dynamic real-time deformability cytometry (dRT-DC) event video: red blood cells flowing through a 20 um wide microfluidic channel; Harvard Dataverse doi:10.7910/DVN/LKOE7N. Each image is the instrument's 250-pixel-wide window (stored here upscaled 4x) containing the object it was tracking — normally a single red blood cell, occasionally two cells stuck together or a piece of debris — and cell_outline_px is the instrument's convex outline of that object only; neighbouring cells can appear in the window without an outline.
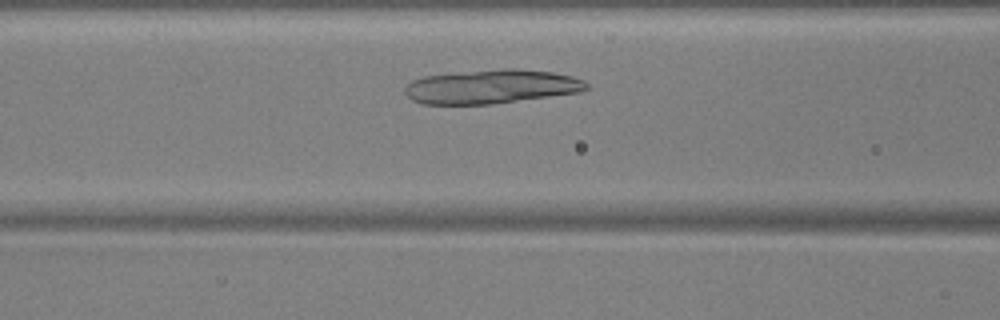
{"species": "common noctule bat (a hibernating species)", "species_latin": "Nyctalus noctula", "temperature_condition": "warm", "stored_images_in_passage": 34, "camera_frame_rate_fps": 3000, "um_per_image_px": 0.085, "animal": {"sex": "male", "body_mass_g": 17.9, "forearm_length_mm": 54.2}, "frame": {"image": 1, "passage_image": 10, "time_ms": 3.0, "image_size_px": [1000, 320], "cell_outline_px": [[588, 88], [584, 92], [492, 104], [424, 104], [412, 100], [404, 92], [404, 88], [412, 80], [424, 76], [504, 68], [512, 68], [552, 72], [572, 76], [584, 80], [588, 84]], "centroid_in_image_um": [41.81, 7.37], "position_along_channel_um": 124.8, "area_um2": 36.01}}
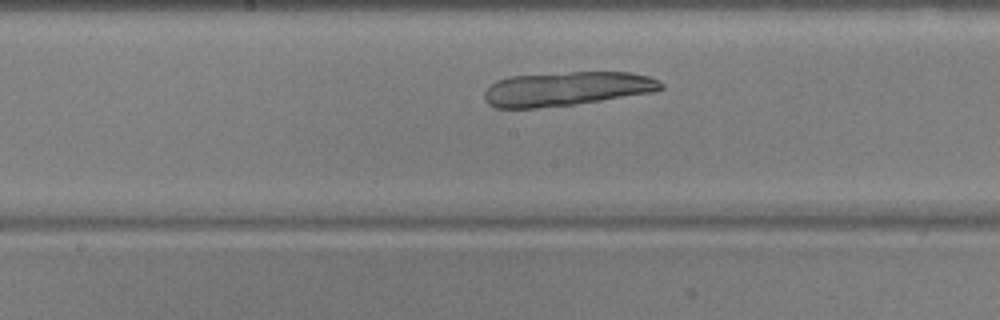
{"frame": {"image": 2, "passage_image": 16, "time_ms": 5.0, "image_size_px": [1000, 320], "cell_outline_px": [[664, 88], [656, 92], [576, 104], [536, 108], [496, 108], [488, 104], [484, 100], [484, 92], [496, 80], [512, 76], [572, 72], [632, 72], [648, 76], [664, 84]], "centroid_in_image_um": [48.18, 7.55], "position_along_channel_um": 200.0, "area_um2": 35.2}}
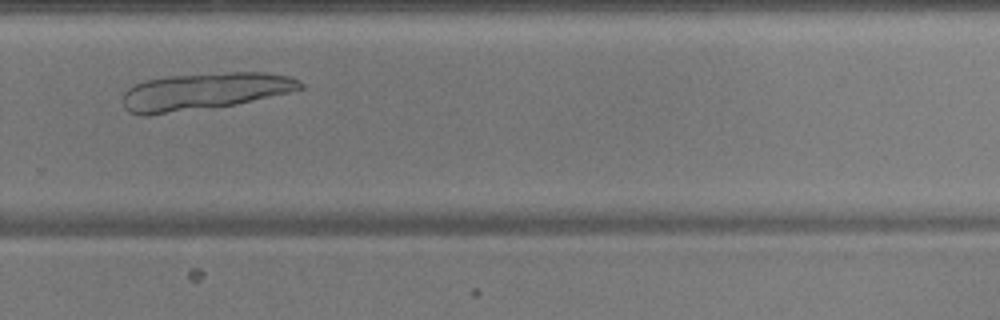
{"frame": {"image": 3, "passage_image": 25, "time_ms": 8.0, "image_size_px": [1000, 320], "cell_outline_px": [[304, 88], [288, 92], [236, 104], [148, 116], [140, 116], [128, 112], [124, 108], [124, 92], [128, 88], [136, 84], [148, 80], [168, 76], [228, 72], [264, 72], [288, 76], [300, 80], [304, 84]], "centroid_in_image_um": [17.35, 7.77], "position_along_channel_um": 312.4, "area_um2": 38.21}}